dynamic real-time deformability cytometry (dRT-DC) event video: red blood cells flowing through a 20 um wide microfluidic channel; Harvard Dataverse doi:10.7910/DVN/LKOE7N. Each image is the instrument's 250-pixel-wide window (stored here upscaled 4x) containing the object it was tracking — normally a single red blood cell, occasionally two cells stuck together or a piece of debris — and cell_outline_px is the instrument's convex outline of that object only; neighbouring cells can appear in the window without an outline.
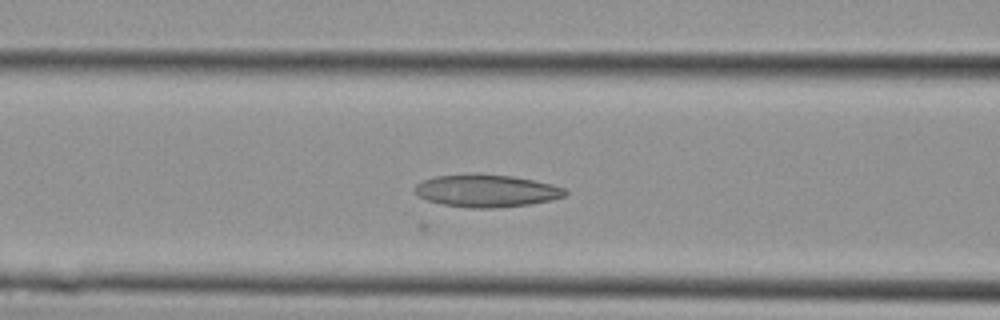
{"species": "Egyptian fruit bat (a non-hibernating species)", "species_latin": "Rousettus aegyptiacus", "temperature_condition": "cold", "stored_images_in_passage": 20, "camera_frame_rate_fps": 3000, "um_per_image_px": 0.085, "animal": {"sex": "female"}, "frame": {"image": 1, "passage_image": 12, "time_ms": 3.667, "image_size_px": [1000, 320], "cell_outline_px": [[568, 192], [564, 196], [532, 204], [496, 208], [468, 208], [440, 204], [428, 200], [420, 196], [412, 188], [416, 184], [424, 180], [436, 176], [512, 176], [552, 184], [564, 188]], "centroid_in_image_um": [41.36, 16.26], "position_along_channel_um": 125.2, "area_um2": 27.63}}
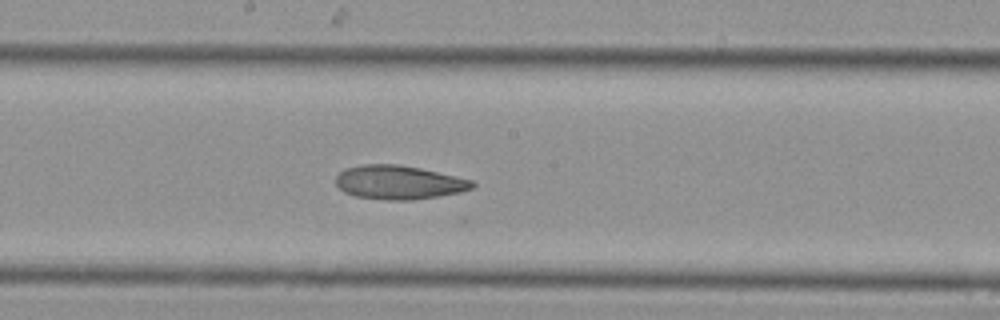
{"frame": {"image": 2, "passage_image": 16, "time_ms": 5.0, "image_size_px": [1000, 320], "cell_outline_px": [[476, 184], [472, 188], [460, 192], [440, 196], [412, 200], [388, 200], [356, 196], [344, 192], [336, 184], [336, 176], [344, 168], [364, 164], [400, 164], [420, 168], [472, 180]], "centroid_in_image_um": [33.89, 15.5], "position_along_channel_um": 214.3, "area_um2": 26.88}}
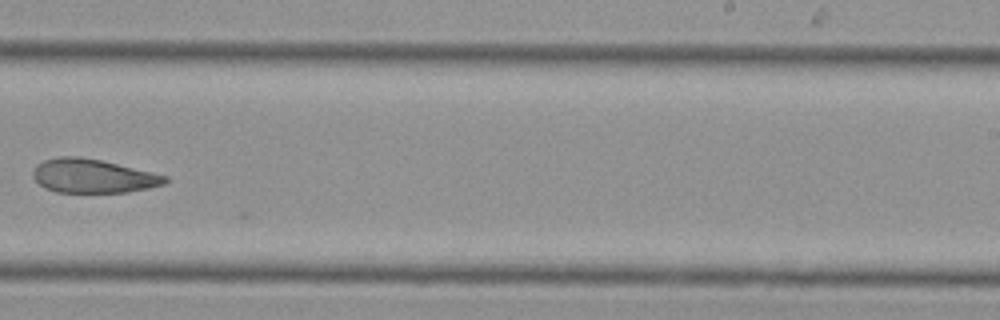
{"frame": {"image": 3, "passage_image": 19, "time_ms": 6.0, "image_size_px": [1000, 320], "cell_outline_px": [[168, 180], [164, 184], [148, 188], [128, 192], [56, 192], [44, 188], [32, 176], [32, 172], [36, 164], [44, 160], [60, 156], [80, 156], [100, 160], [168, 176]], "centroid_in_image_um": [7.86, 14.96], "position_along_channel_um": 281.1, "area_um2": 25.95}}